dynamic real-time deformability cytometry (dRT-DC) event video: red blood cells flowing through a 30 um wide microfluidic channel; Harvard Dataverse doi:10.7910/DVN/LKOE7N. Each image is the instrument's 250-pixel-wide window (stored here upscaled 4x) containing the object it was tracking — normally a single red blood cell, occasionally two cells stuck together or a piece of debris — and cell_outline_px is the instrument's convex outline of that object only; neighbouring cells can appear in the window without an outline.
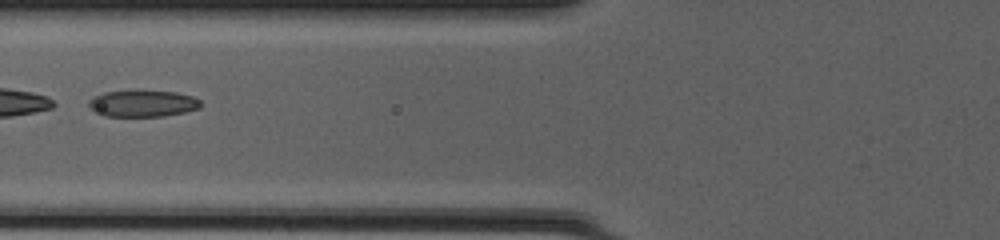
{"species": "common noctule bat (a hibernating species)", "species_latin": "Nyctalus noctula", "temperature_condition": "cold", "stored_images_in_passage": 50, "camera_frame_rate_fps": 3000, "um_per_image_px": 0.085, "animal": {"sex": "female", "body_mass_g": 20.0, "forearm_length_mm": 54.0}, "frame": {"image": 1, "passage_image": 22, "time_ms": 7.0, "image_size_px": [1000, 240], "cell_outline_px": [[204, 104], [200, 108], [184, 112], [164, 116], [104, 116], [92, 112], [88, 108], [88, 100], [92, 96], [104, 92], [136, 88], [176, 92], [192, 96], [200, 100]], "centroid_in_image_um": [12.08, 8.76], "position_along_channel_um": 113.7, "area_um2": 18.32}, "authors_computed_cell_mechanics": {"area_um2": 29.4491, "velocity_mm_per_s": 4.2355, "shape_relaxation_time_tau1_ms": 9.3908, "shape_relaxation_time_tau2_ms": 1.5856, "deformation_change_tau1": 0.253, "deformation_change_tau2": 0.0678}}